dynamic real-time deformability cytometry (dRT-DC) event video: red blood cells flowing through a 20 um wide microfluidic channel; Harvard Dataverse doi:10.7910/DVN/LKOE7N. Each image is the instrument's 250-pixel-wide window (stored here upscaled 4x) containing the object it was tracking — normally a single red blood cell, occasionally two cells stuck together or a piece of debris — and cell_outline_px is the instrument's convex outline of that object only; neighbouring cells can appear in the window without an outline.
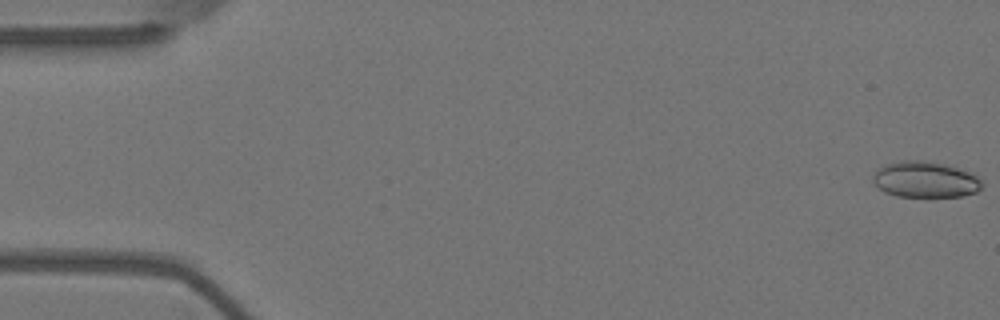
{"species": "Egyptian fruit bat (a non-hibernating species)", "species_latin": "Rousettus aegyptiacus", "temperature_condition": "warm", "stored_images_in_passage": 9, "camera_frame_rate_fps": 3000, "um_per_image_px": 0.085, "animal": {"sex": "female"}, "frame": {"image": 1, "passage_image": 1, "time_ms": 0.0, "image_size_px": [1000, 320], "cell_outline_px": [[984, 180], [980, 188], [976, 192], [964, 196], [896, 196], [884, 192], [872, 180], [872, 176], [876, 168], [884, 164], [900, 160], [924, 160], [944, 164], [968, 172]], "centroid_in_image_um": [78.61, 15.25], "position_along_channel_um": 6.4, "area_um2": 22.95}}